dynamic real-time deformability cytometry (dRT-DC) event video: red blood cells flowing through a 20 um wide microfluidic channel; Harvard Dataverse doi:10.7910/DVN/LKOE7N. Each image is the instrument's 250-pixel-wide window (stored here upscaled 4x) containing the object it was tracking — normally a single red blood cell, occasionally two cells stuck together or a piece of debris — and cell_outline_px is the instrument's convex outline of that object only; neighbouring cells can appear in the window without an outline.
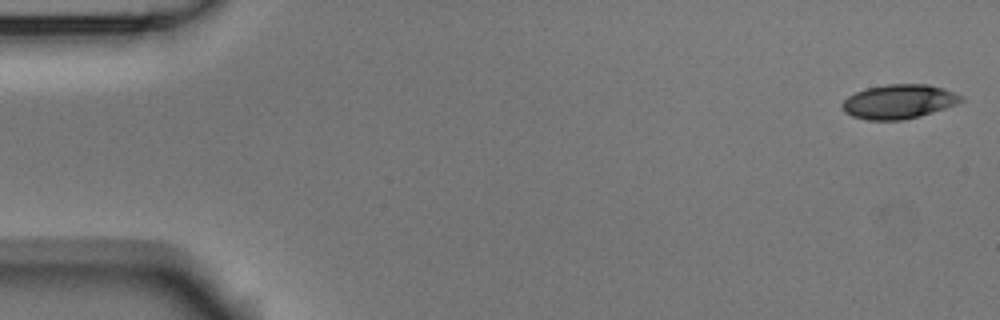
{"species": "Egyptian fruit bat (a non-hibernating species)", "species_latin": "Rousettus aegyptiacus", "temperature_condition": "room temperature", "stored_images_in_passage": 53, "camera_frame_rate_fps": 3000, "um_per_image_px": 0.085, "animal": {"sex": "male"}, "frame": {"image": 1, "passage_image": 1, "time_ms": 0.0, "image_size_px": [1000, 320], "cell_outline_px": [[964, 100], [956, 104], [920, 116], [904, 120], [868, 120], [852, 116], [844, 112], [840, 104], [848, 96], [856, 92], [868, 88], [884, 84], [928, 84], [944, 88], [964, 96]], "centroid_in_image_um": [76.4, 8.63], "position_along_channel_um": 8.6, "area_um2": 23.81}}
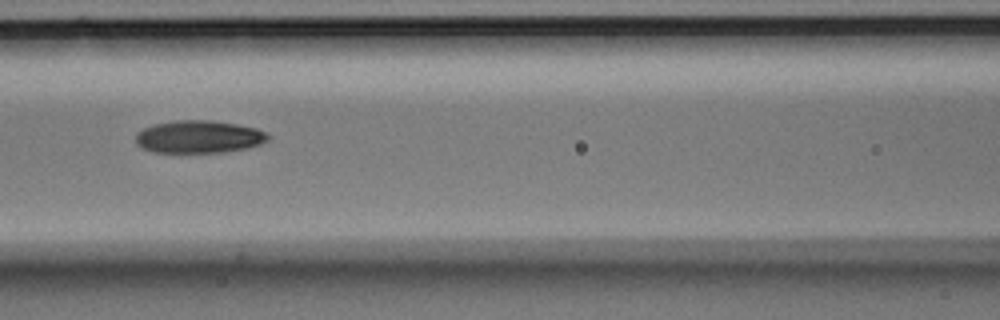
{"frame": {"image": 2, "passage_image": 23, "time_ms": 7.333, "image_size_px": [1000, 320], "cell_outline_px": [[272, 136], [268, 140], [260, 144], [248, 148], [224, 152], [152, 152], [140, 148], [136, 144], [136, 132], [144, 128], [156, 124], [176, 120], [208, 120], [236, 124], [256, 128]], "centroid_in_image_um": [16.89, 11.63], "position_along_channel_um": 149.7, "area_um2": 25.2}}
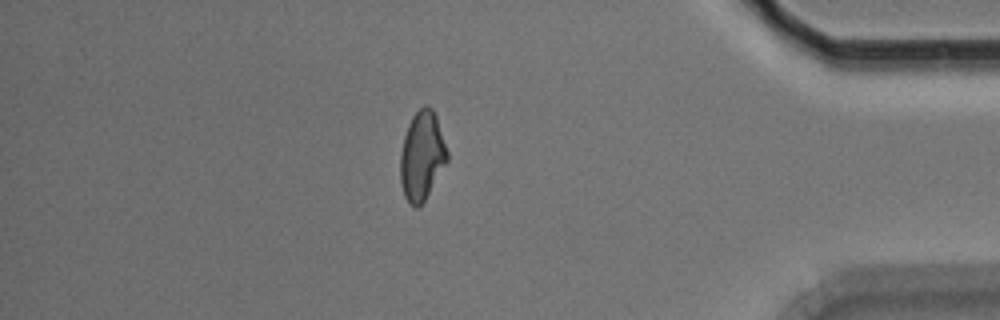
{"frame": {"image": 3, "passage_image": 46, "time_ms": 15.0, "image_size_px": [1000, 320], "cell_outline_px": [[448, 160], [424, 200], [416, 208], [408, 204], [404, 196], [400, 184], [400, 152], [404, 136], [408, 124], [412, 116], [424, 104], [428, 104], [432, 108], [436, 116], [448, 152]], "centroid_in_image_um": [35.84, 13.24], "position_along_channel_um": 399.4, "area_um2": 24.33}, "authors_computed_cell_mechanics": {"area_um2": 24.5072, "velocity_mm_per_s": 3.7289, "shape_relaxation_time_tau1_ms": 3.9308, "shape_relaxation_time_tau2_ms": 4.0016, "deformation_change_tau1": 0.1492, "deformation_change_tau2": 0.1062}}